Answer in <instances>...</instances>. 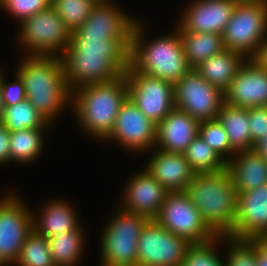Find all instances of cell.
Segmentation results:
<instances>
[{"label":"cell","instance_id":"cell-1","mask_svg":"<svg viewBox=\"0 0 267 266\" xmlns=\"http://www.w3.org/2000/svg\"><path fill=\"white\" fill-rule=\"evenodd\" d=\"M131 39H70L61 56L70 91L120 78L130 66Z\"/></svg>","mask_w":267,"mask_h":266},{"label":"cell","instance_id":"cell-2","mask_svg":"<svg viewBox=\"0 0 267 266\" xmlns=\"http://www.w3.org/2000/svg\"><path fill=\"white\" fill-rule=\"evenodd\" d=\"M17 73L23 79L26 99L51 124L71 106L72 92L60 56L24 55ZM70 103V104H69Z\"/></svg>","mask_w":267,"mask_h":266},{"label":"cell","instance_id":"cell-3","mask_svg":"<svg viewBox=\"0 0 267 266\" xmlns=\"http://www.w3.org/2000/svg\"><path fill=\"white\" fill-rule=\"evenodd\" d=\"M128 97L125 73L118 79L87 84L72 91L71 103L75 118L86 133L95 139L110 135L122 103Z\"/></svg>","mask_w":267,"mask_h":266},{"label":"cell","instance_id":"cell-4","mask_svg":"<svg viewBox=\"0 0 267 266\" xmlns=\"http://www.w3.org/2000/svg\"><path fill=\"white\" fill-rule=\"evenodd\" d=\"M184 192L216 235H227L237 214V191L227 168L215 173H197Z\"/></svg>","mask_w":267,"mask_h":266},{"label":"cell","instance_id":"cell-5","mask_svg":"<svg viewBox=\"0 0 267 266\" xmlns=\"http://www.w3.org/2000/svg\"><path fill=\"white\" fill-rule=\"evenodd\" d=\"M142 26L143 24L136 21L133 27L130 65L142 74L158 77L174 85L191 69L178 29L173 34L146 43Z\"/></svg>","mask_w":267,"mask_h":266},{"label":"cell","instance_id":"cell-6","mask_svg":"<svg viewBox=\"0 0 267 266\" xmlns=\"http://www.w3.org/2000/svg\"><path fill=\"white\" fill-rule=\"evenodd\" d=\"M149 219L122 210L108 221L101 237V266H137L138 240Z\"/></svg>","mask_w":267,"mask_h":266},{"label":"cell","instance_id":"cell-7","mask_svg":"<svg viewBox=\"0 0 267 266\" xmlns=\"http://www.w3.org/2000/svg\"><path fill=\"white\" fill-rule=\"evenodd\" d=\"M266 34L267 0L237 2L222 34L224 48L252 58Z\"/></svg>","mask_w":267,"mask_h":266},{"label":"cell","instance_id":"cell-8","mask_svg":"<svg viewBox=\"0 0 267 266\" xmlns=\"http://www.w3.org/2000/svg\"><path fill=\"white\" fill-rule=\"evenodd\" d=\"M20 28L18 38L26 55L61 57L71 39L70 31L52 6L21 21Z\"/></svg>","mask_w":267,"mask_h":266},{"label":"cell","instance_id":"cell-9","mask_svg":"<svg viewBox=\"0 0 267 266\" xmlns=\"http://www.w3.org/2000/svg\"><path fill=\"white\" fill-rule=\"evenodd\" d=\"M155 220L191 244L204 243L217 236L184 191L168 192Z\"/></svg>","mask_w":267,"mask_h":266},{"label":"cell","instance_id":"cell-10","mask_svg":"<svg viewBox=\"0 0 267 266\" xmlns=\"http://www.w3.org/2000/svg\"><path fill=\"white\" fill-rule=\"evenodd\" d=\"M190 245L185 238L149 219L138 240L137 266H181Z\"/></svg>","mask_w":267,"mask_h":266},{"label":"cell","instance_id":"cell-11","mask_svg":"<svg viewBox=\"0 0 267 266\" xmlns=\"http://www.w3.org/2000/svg\"><path fill=\"white\" fill-rule=\"evenodd\" d=\"M224 102V93L209 84L195 68L174 84L175 107L199 123L216 119Z\"/></svg>","mask_w":267,"mask_h":266},{"label":"cell","instance_id":"cell-12","mask_svg":"<svg viewBox=\"0 0 267 266\" xmlns=\"http://www.w3.org/2000/svg\"><path fill=\"white\" fill-rule=\"evenodd\" d=\"M33 212L21 198L7 194L0 199V266L18 261L26 237L33 230Z\"/></svg>","mask_w":267,"mask_h":266},{"label":"cell","instance_id":"cell-13","mask_svg":"<svg viewBox=\"0 0 267 266\" xmlns=\"http://www.w3.org/2000/svg\"><path fill=\"white\" fill-rule=\"evenodd\" d=\"M128 98L156 125L175 108L174 85L142 74L131 65L125 72Z\"/></svg>","mask_w":267,"mask_h":266},{"label":"cell","instance_id":"cell-14","mask_svg":"<svg viewBox=\"0 0 267 266\" xmlns=\"http://www.w3.org/2000/svg\"><path fill=\"white\" fill-rule=\"evenodd\" d=\"M156 130L157 125L127 97L116 116L114 128L105 140L116 141L128 151H154Z\"/></svg>","mask_w":267,"mask_h":266},{"label":"cell","instance_id":"cell-15","mask_svg":"<svg viewBox=\"0 0 267 266\" xmlns=\"http://www.w3.org/2000/svg\"><path fill=\"white\" fill-rule=\"evenodd\" d=\"M113 1L96 2L87 20L71 33V39H131L137 19L119 11ZM134 18V19H133Z\"/></svg>","mask_w":267,"mask_h":266},{"label":"cell","instance_id":"cell-16","mask_svg":"<svg viewBox=\"0 0 267 266\" xmlns=\"http://www.w3.org/2000/svg\"><path fill=\"white\" fill-rule=\"evenodd\" d=\"M234 0H193L177 25L179 32L223 34L236 6Z\"/></svg>","mask_w":267,"mask_h":266},{"label":"cell","instance_id":"cell-17","mask_svg":"<svg viewBox=\"0 0 267 266\" xmlns=\"http://www.w3.org/2000/svg\"><path fill=\"white\" fill-rule=\"evenodd\" d=\"M224 96L225 102L234 106H267V69L260 67L252 58H247Z\"/></svg>","mask_w":267,"mask_h":266},{"label":"cell","instance_id":"cell-18","mask_svg":"<svg viewBox=\"0 0 267 266\" xmlns=\"http://www.w3.org/2000/svg\"><path fill=\"white\" fill-rule=\"evenodd\" d=\"M267 232V183L252 190L237 193V214L228 236L253 239Z\"/></svg>","mask_w":267,"mask_h":266},{"label":"cell","instance_id":"cell-19","mask_svg":"<svg viewBox=\"0 0 267 266\" xmlns=\"http://www.w3.org/2000/svg\"><path fill=\"white\" fill-rule=\"evenodd\" d=\"M125 187L120 208L148 219L156 218L169 192L145 169L133 175Z\"/></svg>","mask_w":267,"mask_h":266},{"label":"cell","instance_id":"cell-20","mask_svg":"<svg viewBox=\"0 0 267 266\" xmlns=\"http://www.w3.org/2000/svg\"><path fill=\"white\" fill-rule=\"evenodd\" d=\"M198 128L197 120L175 107L157 125L155 148L169 153H184L198 135Z\"/></svg>","mask_w":267,"mask_h":266},{"label":"cell","instance_id":"cell-21","mask_svg":"<svg viewBox=\"0 0 267 266\" xmlns=\"http://www.w3.org/2000/svg\"><path fill=\"white\" fill-rule=\"evenodd\" d=\"M145 170L169 192L184 191L195 175L184 153L156 149Z\"/></svg>","mask_w":267,"mask_h":266},{"label":"cell","instance_id":"cell-22","mask_svg":"<svg viewBox=\"0 0 267 266\" xmlns=\"http://www.w3.org/2000/svg\"><path fill=\"white\" fill-rule=\"evenodd\" d=\"M237 193L258 188L267 183V159L254 149L238 151L226 163Z\"/></svg>","mask_w":267,"mask_h":266},{"label":"cell","instance_id":"cell-23","mask_svg":"<svg viewBox=\"0 0 267 266\" xmlns=\"http://www.w3.org/2000/svg\"><path fill=\"white\" fill-rule=\"evenodd\" d=\"M44 208L39 211V216L33 213V230L46 238L58 233H65L79 229V220L76 210L72 204L61 199H52L45 203Z\"/></svg>","mask_w":267,"mask_h":266},{"label":"cell","instance_id":"cell-24","mask_svg":"<svg viewBox=\"0 0 267 266\" xmlns=\"http://www.w3.org/2000/svg\"><path fill=\"white\" fill-rule=\"evenodd\" d=\"M246 59L243 54L225 48L195 69L209 84L225 93Z\"/></svg>","mask_w":267,"mask_h":266},{"label":"cell","instance_id":"cell-25","mask_svg":"<svg viewBox=\"0 0 267 266\" xmlns=\"http://www.w3.org/2000/svg\"><path fill=\"white\" fill-rule=\"evenodd\" d=\"M217 119L228 134L231 147L236 151L253 150L251 141L248 108L224 102Z\"/></svg>","mask_w":267,"mask_h":266},{"label":"cell","instance_id":"cell-26","mask_svg":"<svg viewBox=\"0 0 267 266\" xmlns=\"http://www.w3.org/2000/svg\"><path fill=\"white\" fill-rule=\"evenodd\" d=\"M186 60L191 68L221 52L223 38L217 33L179 32Z\"/></svg>","mask_w":267,"mask_h":266},{"label":"cell","instance_id":"cell-27","mask_svg":"<svg viewBox=\"0 0 267 266\" xmlns=\"http://www.w3.org/2000/svg\"><path fill=\"white\" fill-rule=\"evenodd\" d=\"M84 235L80 227L47 238L55 266H75L81 260L85 242Z\"/></svg>","mask_w":267,"mask_h":266},{"label":"cell","instance_id":"cell-28","mask_svg":"<svg viewBox=\"0 0 267 266\" xmlns=\"http://www.w3.org/2000/svg\"><path fill=\"white\" fill-rule=\"evenodd\" d=\"M45 129L33 128L10 132V162L25 164L35 161L45 145Z\"/></svg>","mask_w":267,"mask_h":266},{"label":"cell","instance_id":"cell-29","mask_svg":"<svg viewBox=\"0 0 267 266\" xmlns=\"http://www.w3.org/2000/svg\"><path fill=\"white\" fill-rule=\"evenodd\" d=\"M0 122L10 132L50 126V123L27 99L12 106H5Z\"/></svg>","mask_w":267,"mask_h":266},{"label":"cell","instance_id":"cell-30","mask_svg":"<svg viewBox=\"0 0 267 266\" xmlns=\"http://www.w3.org/2000/svg\"><path fill=\"white\" fill-rule=\"evenodd\" d=\"M184 154L195 174L215 173L226 168L227 162L199 135L189 144Z\"/></svg>","mask_w":267,"mask_h":266},{"label":"cell","instance_id":"cell-31","mask_svg":"<svg viewBox=\"0 0 267 266\" xmlns=\"http://www.w3.org/2000/svg\"><path fill=\"white\" fill-rule=\"evenodd\" d=\"M15 264L18 266H55L47 238L32 230L26 237Z\"/></svg>","mask_w":267,"mask_h":266},{"label":"cell","instance_id":"cell-32","mask_svg":"<svg viewBox=\"0 0 267 266\" xmlns=\"http://www.w3.org/2000/svg\"><path fill=\"white\" fill-rule=\"evenodd\" d=\"M95 0H52L51 6L70 31L75 32L88 18Z\"/></svg>","mask_w":267,"mask_h":266},{"label":"cell","instance_id":"cell-33","mask_svg":"<svg viewBox=\"0 0 267 266\" xmlns=\"http://www.w3.org/2000/svg\"><path fill=\"white\" fill-rule=\"evenodd\" d=\"M198 135L214 149L224 161H229L230 157L236 154V151L230 145L228 134L217 118L200 122ZM226 154L229 155L227 156Z\"/></svg>","mask_w":267,"mask_h":266},{"label":"cell","instance_id":"cell-34","mask_svg":"<svg viewBox=\"0 0 267 266\" xmlns=\"http://www.w3.org/2000/svg\"><path fill=\"white\" fill-rule=\"evenodd\" d=\"M222 240H224L223 235H217L210 241L191 244L181 266H225V262L215 251V246Z\"/></svg>","mask_w":267,"mask_h":266},{"label":"cell","instance_id":"cell-35","mask_svg":"<svg viewBox=\"0 0 267 266\" xmlns=\"http://www.w3.org/2000/svg\"><path fill=\"white\" fill-rule=\"evenodd\" d=\"M228 243L225 266H257L256 243L253 239H240L223 235Z\"/></svg>","mask_w":267,"mask_h":266},{"label":"cell","instance_id":"cell-36","mask_svg":"<svg viewBox=\"0 0 267 266\" xmlns=\"http://www.w3.org/2000/svg\"><path fill=\"white\" fill-rule=\"evenodd\" d=\"M52 0H6L0 7L9 15L18 19L19 23L34 14L51 6Z\"/></svg>","mask_w":267,"mask_h":266},{"label":"cell","instance_id":"cell-37","mask_svg":"<svg viewBox=\"0 0 267 266\" xmlns=\"http://www.w3.org/2000/svg\"><path fill=\"white\" fill-rule=\"evenodd\" d=\"M1 72V71H0ZM13 82L6 83L7 80L0 73V85L4 106H12L26 99V91L23 79L17 72Z\"/></svg>","mask_w":267,"mask_h":266},{"label":"cell","instance_id":"cell-38","mask_svg":"<svg viewBox=\"0 0 267 266\" xmlns=\"http://www.w3.org/2000/svg\"><path fill=\"white\" fill-rule=\"evenodd\" d=\"M251 141L254 146L267 132V106L248 108Z\"/></svg>","mask_w":267,"mask_h":266},{"label":"cell","instance_id":"cell-39","mask_svg":"<svg viewBox=\"0 0 267 266\" xmlns=\"http://www.w3.org/2000/svg\"><path fill=\"white\" fill-rule=\"evenodd\" d=\"M10 161V131L0 122V164Z\"/></svg>","mask_w":267,"mask_h":266},{"label":"cell","instance_id":"cell-40","mask_svg":"<svg viewBox=\"0 0 267 266\" xmlns=\"http://www.w3.org/2000/svg\"><path fill=\"white\" fill-rule=\"evenodd\" d=\"M252 59L262 68L267 69V36L259 45L258 51Z\"/></svg>","mask_w":267,"mask_h":266},{"label":"cell","instance_id":"cell-41","mask_svg":"<svg viewBox=\"0 0 267 266\" xmlns=\"http://www.w3.org/2000/svg\"><path fill=\"white\" fill-rule=\"evenodd\" d=\"M258 154L267 159V132L264 137L257 141L253 148Z\"/></svg>","mask_w":267,"mask_h":266},{"label":"cell","instance_id":"cell-42","mask_svg":"<svg viewBox=\"0 0 267 266\" xmlns=\"http://www.w3.org/2000/svg\"><path fill=\"white\" fill-rule=\"evenodd\" d=\"M258 248L267 255V232L258 234L253 238Z\"/></svg>","mask_w":267,"mask_h":266},{"label":"cell","instance_id":"cell-43","mask_svg":"<svg viewBox=\"0 0 267 266\" xmlns=\"http://www.w3.org/2000/svg\"><path fill=\"white\" fill-rule=\"evenodd\" d=\"M256 265L267 266V255L264 254L256 245Z\"/></svg>","mask_w":267,"mask_h":266},{"label":"cell","instance_id":"cell-44","mask_svg":"<svg viewBox=\"0 0 267 266\" xmlns=\"http://www.w3.org/2000/svg\"><path fill=\"white\" fill-rule=\"evenodd\" d=\"M4 109H5V106H4V102H3L2 90H1V85H0V120H1V117L3 115Z\"/></svg>","mask_w":267,"mask_h":266},{"label":"cell","instance_id":"cell-45","mask_svg":"<svg viewBox=\"0 0 267 266\" xmlns=\"http://www.w3.org/2000/svg\"><path fill=\"white\" fill-rule=\"evenodd\" d=\"M236 2H246V1H262V0H234Z\"/></svg>","mask_w":267,"mask_h":266},{"label":"cell","instance_id":"cell-46","mask_svg":"<svg viewBox=\"0 0 267 266\" xmlns=\"http://www.w3.org/2000/svg\"><path fill=\"white\" fill-rule=\"evenodd\" d=\"M6 0H0V5L3 3V2H5Z\"/></svg>","mask_w":267,"mask_h":266}]
</instances>
